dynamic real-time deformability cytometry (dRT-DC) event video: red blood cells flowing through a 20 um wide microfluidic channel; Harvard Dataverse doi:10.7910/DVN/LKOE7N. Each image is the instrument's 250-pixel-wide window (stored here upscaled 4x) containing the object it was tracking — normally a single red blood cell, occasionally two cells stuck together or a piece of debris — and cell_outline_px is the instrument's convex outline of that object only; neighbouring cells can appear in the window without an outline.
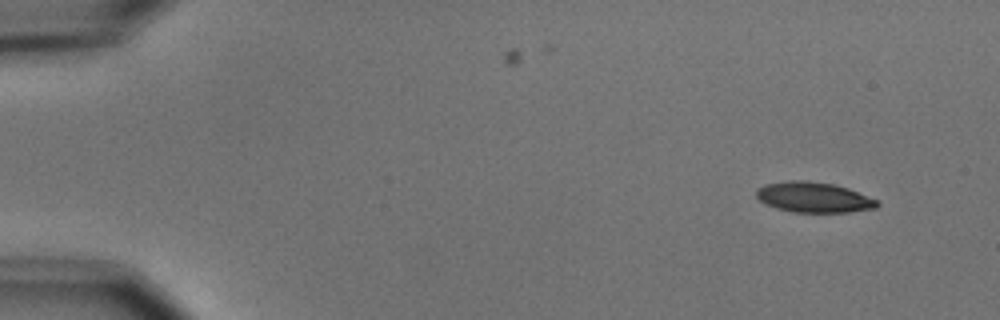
{"species": "common noctule bat (a hibernating species)", "species_latin": "Nyctalus noctula", "temperature_condition": "cold", "stored_images_in_passage": 4, "camera_frame_rate_fps": 3000, "um_per_image_px": 0.085, "animal": {"sex": "male", "body_mass_g": 15.6}, "frame": {"image": 1, "passage_image": 1, "time_ms": 0.0, "image_size_px": [1000, 320], "cell_outline_px": [[880, 204], [876, 208], [848, 212], [792, 212], [776, 208], [764, 204], [756, 196], [756, 188], [764, 184], [788, 180], [808, 180], [832, 184], [848, 188], [876, 200]], "centroid_in_image_um": [69.11, 16.76], "position_along_channel_um": 15.9, "area_um2": 21.44}}
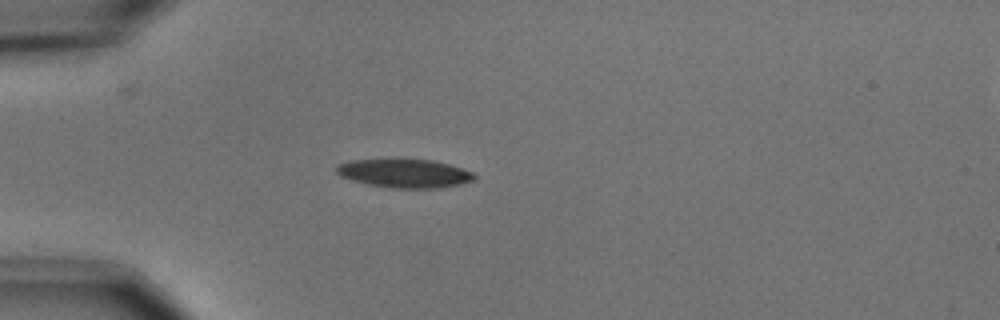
{"frame": {"image": 2, "passage_image": 4, "time_ms": 3.667, "image_size_px": [1000, 320], "cell_outline_px": [[476, 180], [460, 184], [436, 188], [392, 188], [368, 184], [352, 180], [340, 176], [336, 172], [336, 168], [340, 164], [348, 160], [392, 156], [432, 160], [448, 164], [472, 172], [476, 176]], "centroid_in_image_um": [34.33, 14.68], "position_along_channel_um": 50.7, "area_um2": 23.87}}